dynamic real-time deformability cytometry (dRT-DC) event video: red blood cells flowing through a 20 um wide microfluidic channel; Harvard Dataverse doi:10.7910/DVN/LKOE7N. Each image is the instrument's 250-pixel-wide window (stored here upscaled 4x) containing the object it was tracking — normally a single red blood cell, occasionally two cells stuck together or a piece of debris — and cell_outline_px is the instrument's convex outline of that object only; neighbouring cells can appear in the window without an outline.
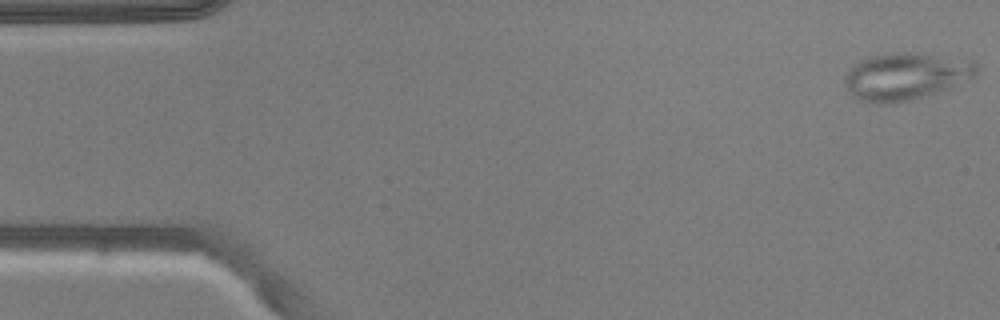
{"species": "common noctule bat (a hibernating species)", "species_latin": "Nyctalus noctula", "temperature_condition": "warm", "stored_images_in_passage": 6, "camera_frame_rate_fps": 3000, "um_per_image_px": 0.085, "animal": {"sex": "male", "body_mass_g": 20.5, "forearm_length_mm": 52.5}, "frame": {"image": 1, "passage_image": 1, "time_ms": 0.0, "image_size_px": [1000, 320], "cell_outline_px": [[980, 64], [976, 72], [972, 76], [948, 88], [924, 96], [908, 100], [888, 104], [876, 104], [860, 100], [852, 96], [844, 80], [844, 76], [860, 60], [872, 56], [892, 52], [908, 52], [972, 60]], "centroid_in_image_um": [76.96, 6.48], "position_along_channel_um": 8.0, "area_um2": 35.72}}